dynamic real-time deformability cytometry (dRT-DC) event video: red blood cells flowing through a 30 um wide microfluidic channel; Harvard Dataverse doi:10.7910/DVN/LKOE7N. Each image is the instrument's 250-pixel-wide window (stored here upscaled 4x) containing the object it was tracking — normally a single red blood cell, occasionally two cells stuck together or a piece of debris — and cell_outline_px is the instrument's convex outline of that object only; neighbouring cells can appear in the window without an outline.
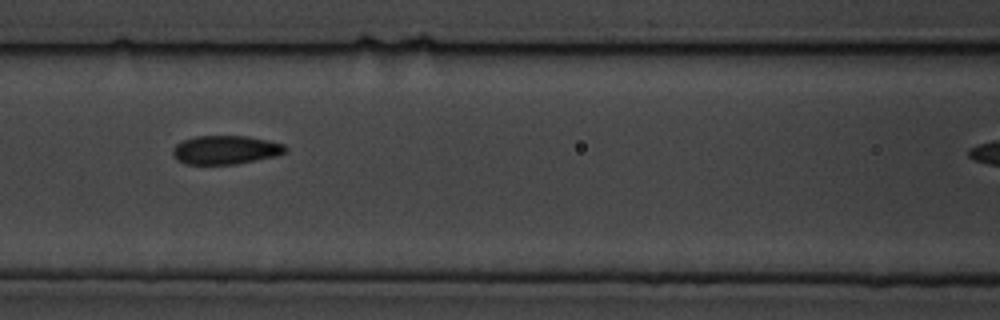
{"species": "common noctule bat (a hibernating species)", "species_latin": "Nyctalus noctula", "temperature_condition": "cold", "stored_images_in_passage": 15, "camera_frame_rate_fps": 3000, "um_per_image_px": 0.085, "animal": {"sex": "male", "body_mass_g": 19.5, "forearm_length_mm": 54.6}, "frame": {"image": 1, "passage_image": 5, "time_ms": 4.333, "image_size_px": [1000, 320], "cell_outline_px": [[288, 148], [284, 152], [276, 156], [236, 164], [188, 164], [180, 160], [172, 152], [172, 148], [180, 140], [196, 136], [248, 136], [268, 140], [284, 144]], "centroid_in_image_um": [19.18, 12.72], "position_along_channel_um": 147.4, "area_um2": 18.79}}
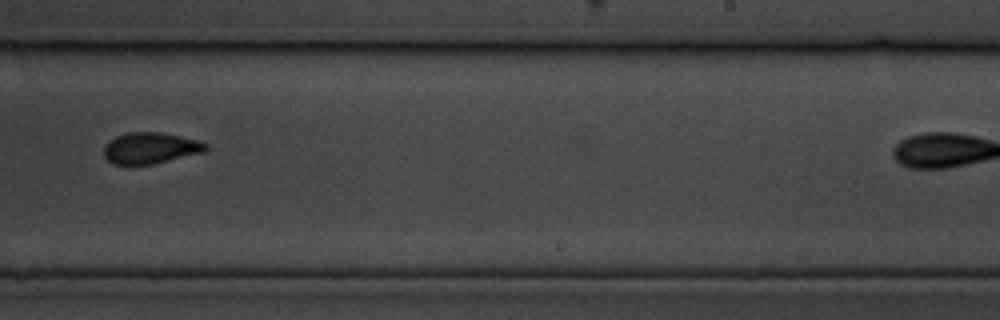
{"frame": {"image": 2, "passage_image": 8, "time_ms": 8.0, "image_size_px": [1000, 320], "cell_outline_px": [[208, 148], [204, 152], [152, 164], [112, 164], [104, 156], [104, 148], [116, 136], [128, 132], [160, 132], [180, 136], [196, 140], [208, 144]], "centroid_in_image_um": [12.8, 12.58], "position_along_channel_um": 276.2, "area_um2": 18.26}}
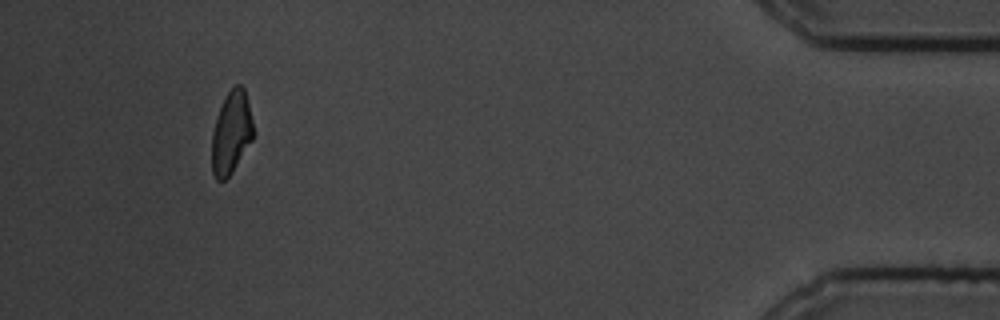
{"frame": {"image": 3, "passage_image": 14, "time_ms": 15.667, "image_size_px": [1000, 320], "cell_outline_px": [[252, 140], [232, 172], [224, 180], [216, 180], [212, 172], [212, 132], [220, 108], [228, 92], [236, 84], [240, 84], [244, 88], [252, 120]], "centroid_in_image_um": [19.64, 11.3], "position_along_channel_um": 415.6, "area_um2": 19.48}, "authors_computed_cell_mechanics": {"area_um2": 19.7676, "velocity_mm_per_s": 3.5199, "shape_relaxation_time_tau1_ms": 3.0683, "shape_relaxation_time_tau2_ms": 4.8777, "deformation_change_tau1": 0.0891, "deformation_change_tau2": 0.0934}}